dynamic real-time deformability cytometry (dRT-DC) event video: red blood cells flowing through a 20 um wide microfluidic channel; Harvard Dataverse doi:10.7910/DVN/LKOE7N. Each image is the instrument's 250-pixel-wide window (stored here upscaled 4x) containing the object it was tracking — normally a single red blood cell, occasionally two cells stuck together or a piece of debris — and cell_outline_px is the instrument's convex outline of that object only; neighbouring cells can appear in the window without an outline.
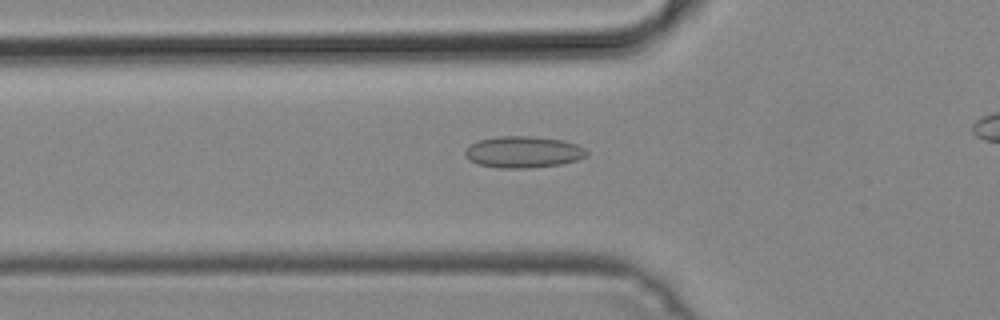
{"species": "common noctule bat (a hibernating species)", "species_latin": "Nyctalus noctula", "temperature_condition": "cold", "stored_images_in_passage": 41, "camera_frame_rate_fps": 3000, "um_per_image_px": 0.085, "animal": {"sex": "male", "body_mass_g": 19.2, "forearm_length_mm": 51.8}, "frame": {"image": 1, "passage_image": 17, "time_ms": 5.333, "image_size_px": [1000, 320], "cell_outline_px": [[588, 156], [576, 160], [560, 164], [528, 168], [500, 168], [476, 164], [468, 160], [464, 156], [464, 148], [468, 144], [476, 140], [500, 136], [532, 136], [560, 140], [576, 144], [584, 148], [588, 152]], "centroid_in_image_um": [44.4, 12.92], "position_along_channel_um": 81.4, "area_um2": 22.6}}
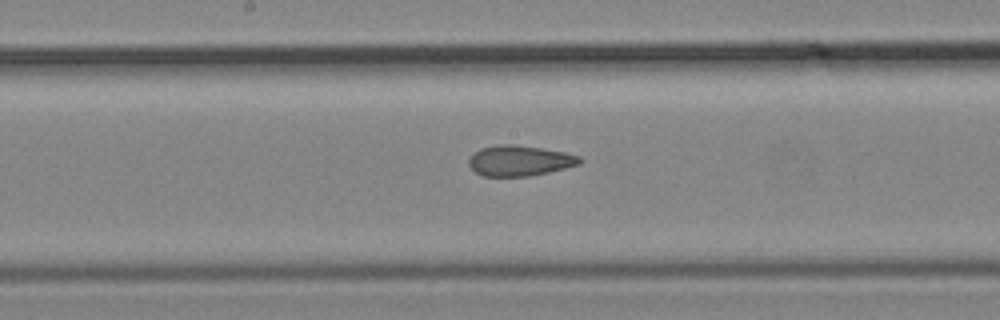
{"frame": {"image": 2, "passage_image": 26, "time_ms": 8.333, "image_size_px": [1000, 320], "cell_outline_px": [[584, 160], [580, 164], [548, 172], [528, 176], [484, 176], [476, 172], [468, 164], [468, 160], [480, 148], [500, 144], [512, 144], [540, 148], [564, 152], [580, 156]], "centroid_in_image_um": [44.18, 13.65], "position_along_channel_um": 204.0, "area_um2": 19.54}}
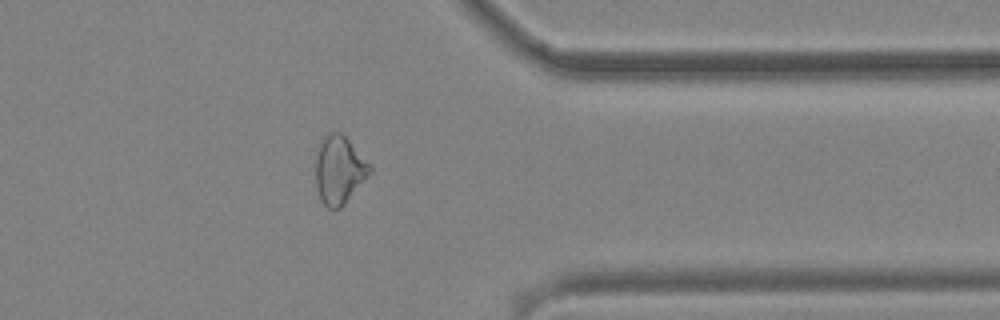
{"frame": {"image": 3, "passage_image": 40, "time_ms": 13.0, "image_size_px": [1000, 320], "cell_outline_px": [[372, 172], [344, 204], [340, 208], [328, 208], [320, 200], [316, 188], [316, 156], [320, 144], [324, 136], [332, 132], [340, 132], [348, 140], [372, 168]], "centroid_in_image_um": [28.81, 14.47], "position_along_channel_um": 382.6, "area_um2": 21.1}}